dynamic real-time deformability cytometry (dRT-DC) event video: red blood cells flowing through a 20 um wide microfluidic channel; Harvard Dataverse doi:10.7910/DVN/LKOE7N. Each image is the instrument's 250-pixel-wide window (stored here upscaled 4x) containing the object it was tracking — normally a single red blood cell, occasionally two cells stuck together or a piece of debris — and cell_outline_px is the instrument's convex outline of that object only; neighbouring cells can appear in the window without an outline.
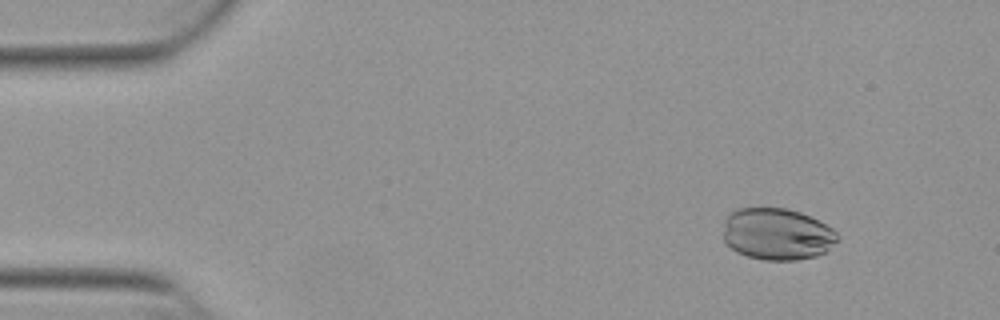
{"species": "Egyptian fruit bat (a non-hibernating species)", "species_latin": "Rousettus aegyptiacus", "temperature_condition": "warm", "stored_images_in_passage": 53, "camera_frame_rate_fps": 3000, "um_per_image_px": 0.085, "animal": {"sex": "female"}, "frame": {"image": 1, "passage_image": 6, "time_ms": 1.667, "image_size_px": [1000, 320], "cell_outline_px": [[840, 240], [824, 252], [816, 256], [796, 260], [764, 260], [748, 256], [736, 252], [724, 240], [724, 220], [736, 208], [788, 208], [800, 212], [832, 228], [836, 232]], "centroid_in_image_um": [66.05, 19.9], "position_along_channel_um": 18.9, "area_um2": 34.45}}
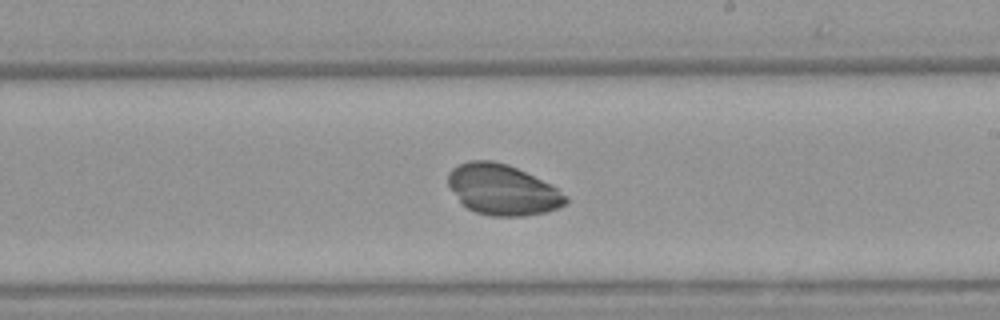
{"frame": {"image": 2, "passage_image": 31, "time_ms": 10.0, "image_size_px": [1000, 320], "cell_outline_px": [[568, 200], [564, 204], [556, 208], [544, 212], [524, 216], [492, 216], [476, 212], [468, 208], [460, 200], [448, 184], [448, 172], [452, 168], [468, 160], [492, 160], [508, 164], [552, 184], [568, 196]], "centroid_in_image_um": [42.73, 16.11], "position_along_channel_um": 246.3, "area_um2": 34.51}}
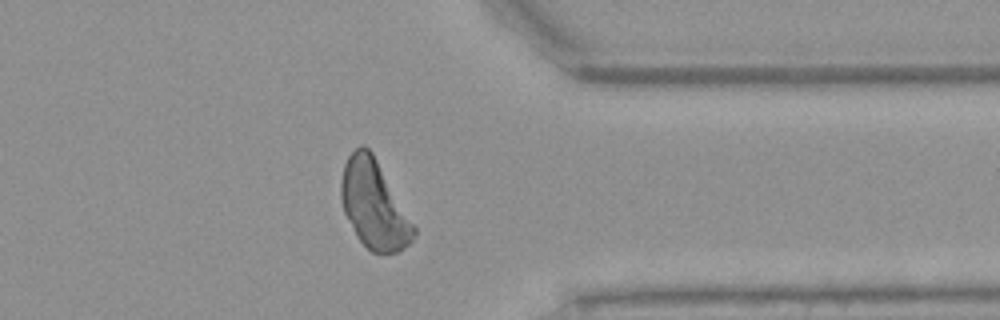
{"frame": {"image": 3, "passage_image": 42, "time_ms": 13.667, "image_size_px": [1000, 320], "cell_outline_px": [[416, 232], [412, 240], [400, 252], [372, 252], [356, 236], [344, 212], [340, 200], [340, 180], [344, 164], [348, 156], [360, 144], [364, 144], [372, 152], [416, 228]], "centroid_in_image_um": [31.76, 17.38], "position_along_channel_um": 379.6, "area_um2": 36.99}}